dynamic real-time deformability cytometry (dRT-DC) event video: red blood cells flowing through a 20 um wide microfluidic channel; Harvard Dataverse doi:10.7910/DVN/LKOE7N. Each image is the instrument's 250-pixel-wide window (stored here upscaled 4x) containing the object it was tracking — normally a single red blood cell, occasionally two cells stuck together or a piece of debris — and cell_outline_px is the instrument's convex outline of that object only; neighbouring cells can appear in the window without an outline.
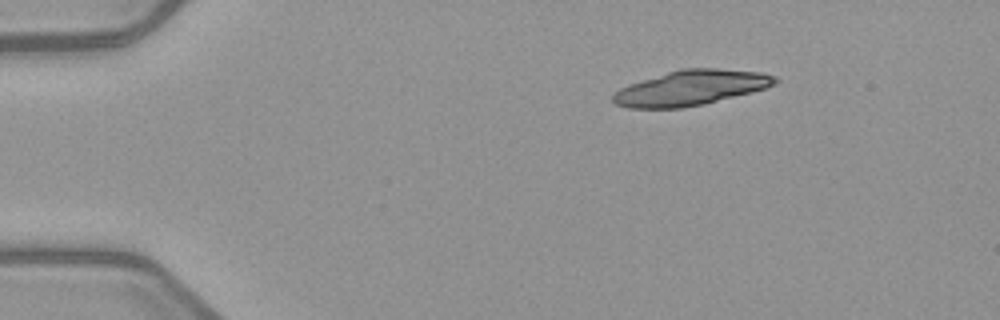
{"species": "common noctule bat (a hibernating species)", "species_latin": "Nyctalus noctula", "temperature_condition": "warm", "stored_images_in_passage": 4, "camera_frame_rate_fps": 3000, "um_per_image_px": 0.085, "animal": {"sex": "female", "body_mass_g": 21.9}, "frame": {"image": 1, "passage_image": 1, "time_ms": 0.0, "image_size_px": [1000, 320], "cell_outline_px": [[780, 80], [776, 84], [752, 92], [704, 104], [684, 108], [628, 108], [616, 104], [612, 100], [612, 96], [620, 88], [628, 84], [680, 68], [720, 68], [760, 72], [776, 76]], "centroid_in_image_um": [58.74, 7.46], "position_along_channel_um": 26.3, "area_um2": 33.23}}
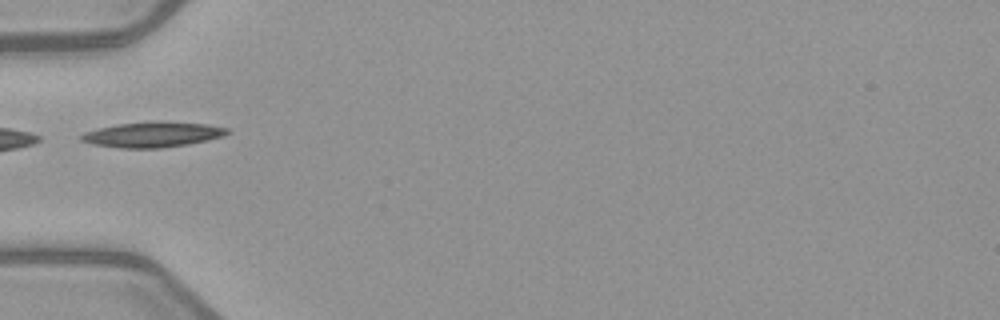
{"frame": {"image": 2, "passage_image": 4, "time_ms": 3.333, "image_size_px": [1000, 320], "cell_outline_px": [[232, 132], [224, 136], [208, 140], [188, 144], [160, 148], [120, 148], [92, 144], [80, 140], [80, 136], [84, 132], [116, 124], [148, 120], [164, 120], [208, 124], [228, 128]], "centroid_in_image_um": [13.01, 11.41], "position_along_channel_um": 72.0, "area_um2": 22.08}}